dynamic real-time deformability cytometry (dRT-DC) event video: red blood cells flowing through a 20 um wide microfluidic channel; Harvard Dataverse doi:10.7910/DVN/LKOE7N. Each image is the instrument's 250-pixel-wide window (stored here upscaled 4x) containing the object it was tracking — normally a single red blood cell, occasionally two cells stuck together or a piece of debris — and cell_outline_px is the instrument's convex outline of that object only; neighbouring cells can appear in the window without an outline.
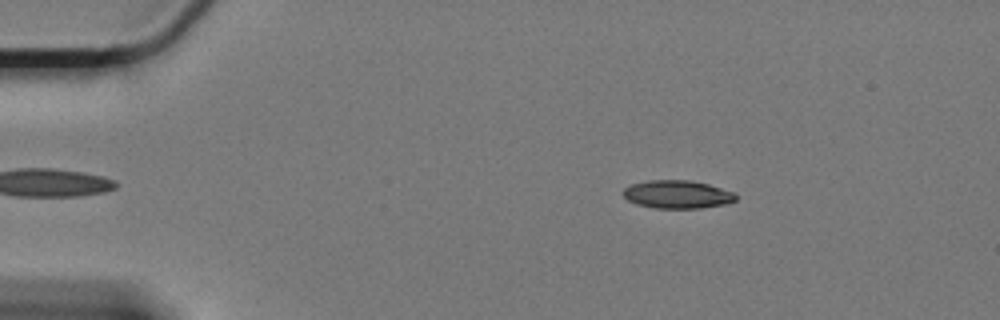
{"species": "Egyptian fruit bat (a non-hibernating species)", "species_latin": "Rousettus aegyptiacus", "temperature_condition": "cold", "stored_images_in_passage": 57, "camera_frame_rate_fps": 3000, "um_per_image_px": 0.085, "animal": {"sex": "female"}, "frame": {"image": 1, "passage_image": 6, "time_ms": 1.667, "image_size_px": [1000, 320], "cell_outline_px": [[736, 200], [728, 204], [700, 208], [652, 208], [636, 204], [628, 200], [620, 192], [624, 188], [632, 184], [648, 180], [688, 180], [708, 184], [736, 192]], "centroid_in_image_um": [57.58, 16.52], "position_along_channel_um": 27.4, "area_um2": 18.67}}
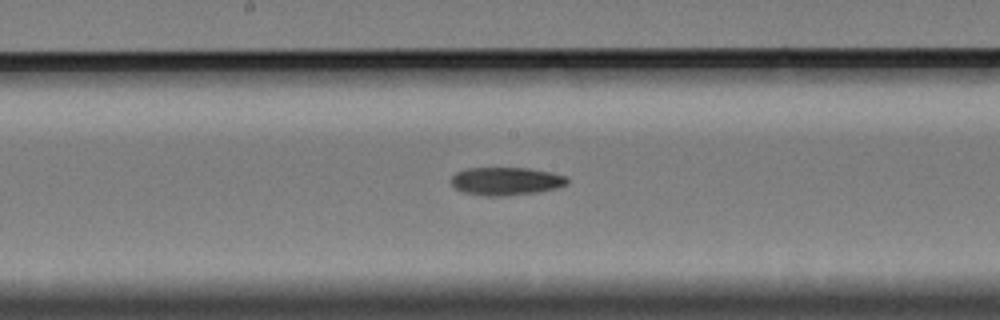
{"frame": {"image": 2, "passage_image": 28, "time_ms": 9.0, "image_size_px": [1000, 320], "cell_outline_px": [[568, 184], [556, 188], [536, 192], [500, 196], [488, 196], [464, 192], [456, 188], [452, 184], [452, 176], [456, 172], [468, 168], [528, 168], [552, 172], [564, 176], [568, 180]], "centroid_in_image_um": [43.02, 15.39], "position_along_channel_um": 205.2, "area_um2": 18.73}}
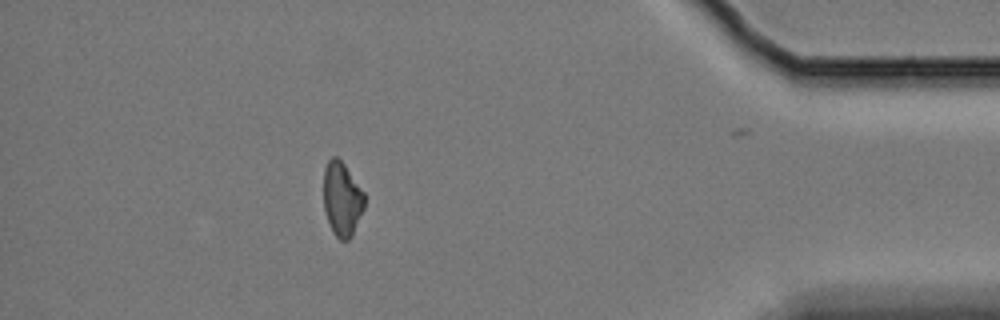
{"frame": {"image": 3, "passage_image": 50, "time_ms": 16.333, "image_size_px": [1000, 320], "cell_outline_px": [[364, 208], [352, 236], [348, 240], [340, 240], [332, 232], [324, 208], [324, 168], [328, 160], [332, 156], [336, 156], [344, 164], [364, 192]], "centroid_in_image_um": [29.07, 16.92], "position_along_channel_um": 406.1, "area_um2": 17.57}}